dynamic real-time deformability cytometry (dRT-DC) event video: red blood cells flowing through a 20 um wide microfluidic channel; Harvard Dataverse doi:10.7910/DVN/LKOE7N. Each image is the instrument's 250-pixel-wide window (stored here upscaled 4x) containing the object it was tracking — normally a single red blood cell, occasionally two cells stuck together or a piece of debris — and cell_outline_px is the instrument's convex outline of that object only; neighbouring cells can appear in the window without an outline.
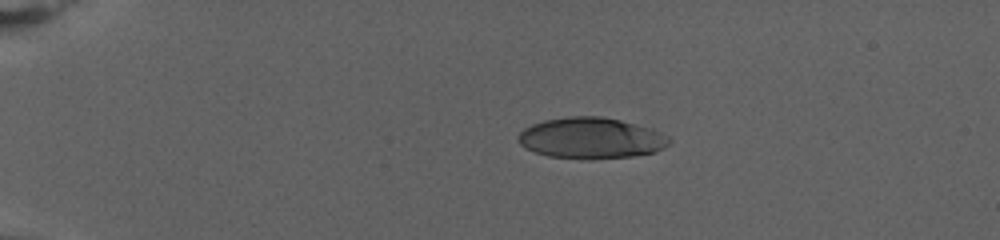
{"species": "human", "species_latin": "Homo sapiens", "temperature_condition": "warm", "stored_images_in_passage": 63, "camera_frame_rate_fps": 3000, "um_per_image_px": 0.085, "donor": {"sex": "female"}, "frame": {"image": 1, "passage_image": 1, "time_ms": 0.0, "image_size_px": [1000, 240], "cell_outline_px": [[672, 140], [664, 148], [652, 152], [632, 156], [592, 160], [588, 160], [548, 156], [524, 148], [520, 144], [516, 136], [524, 128], [532, 124], [544, 120], [568, 116], [604, 116], [652, 128], [668, 136]], "centroid_in_image_um": [50.22, 11.74], "position_along_channel_um": 34.8, "area_um2": 36.47}}
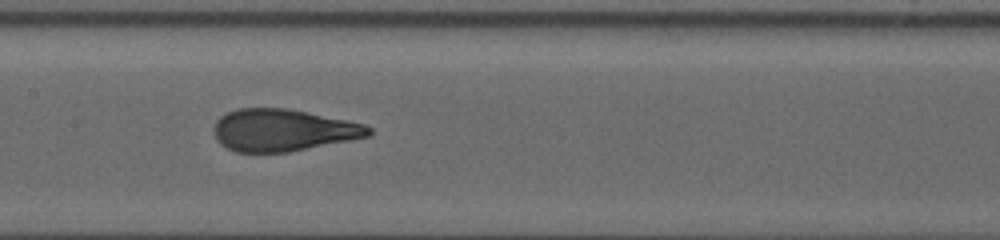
{"frame": {"image": 2, "passage_image": 26, "time_ms": 8.333, "image_size_px": [1000, 240], "cell_outline_px": [[372, 132], [368, 136], [352, 140], [288, 152], [236, 152], [220, 144], [216, 140], [212, 132], [212, 128], [216, 120], [220, 116], [236, 108], [288, 108], [348, 120], [364, 124], [372, 128]], "centroid_in_image_um": [24.02, 11.06], "position_along_channel_um": 183.4, "area_um2": 38.26}}
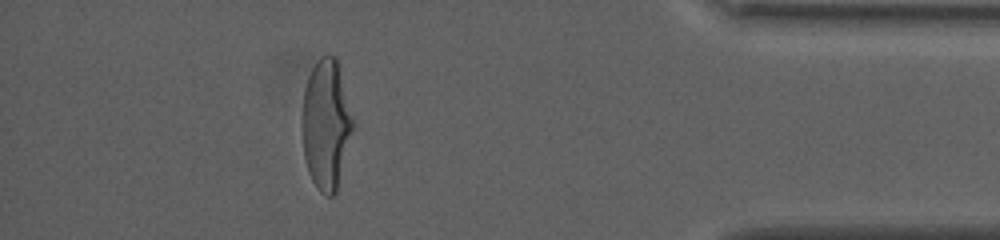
{"frame": {"image": 3, "passage_image": 55, "time_ms": 18.0, "image_size_px": [1000, 240], "cell_outline_px": [[356, 128], [336, 192], [332, 196], [328, 196], [320, 192], [312, 180], [308, 172], [304, 160], [304, 88], [308, 76], [312, 68], [320, 56], [336, 56], [340, 64], [356, 124]], "centroid_in_image_um": [27.8, 10.56], "position_along_channel_um": 407.4, "area_um2": 39.13}, "authors_computed_cell_mechanics": {"area_um2": 38.437, "velocity_mm_per_s": 2.6896, "shape_relaxation_time_tau1_ms": 8.3888, "shape_relaxation_time_tau2_ms": null, "deformation_change_tau1": 0.2857, "deformation_change_tau2": null}}